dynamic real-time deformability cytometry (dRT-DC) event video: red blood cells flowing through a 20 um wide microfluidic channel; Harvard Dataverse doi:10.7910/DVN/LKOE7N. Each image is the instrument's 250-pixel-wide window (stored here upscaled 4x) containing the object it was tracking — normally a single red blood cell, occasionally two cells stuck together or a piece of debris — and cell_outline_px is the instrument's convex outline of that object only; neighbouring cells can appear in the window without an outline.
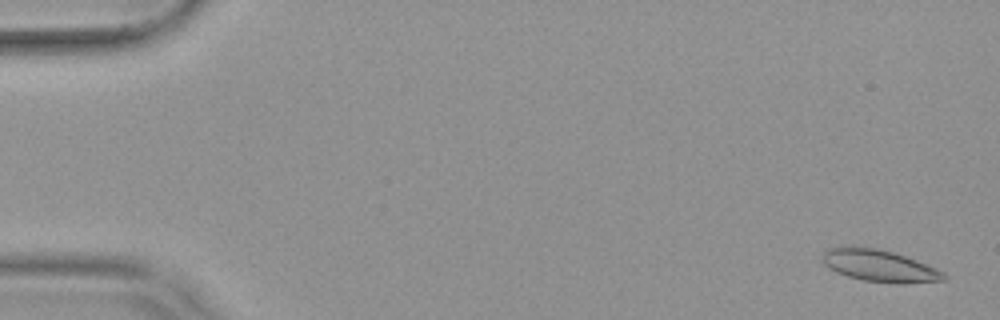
{"species": "common noctule bat (a hibernating species)", "species_latin": "Nyctalus noctula", "temperature_condition": "warm", "stored_images_in_passage": 54, "camera_frame_rate_fps": 3000, "um_per_image_px": 0.085, "animal": {"sex": "female", "body_mass_g": 19.9}, "frame": {"image": 1, "passage_image": 2, "time_ms": 0.333, "image_size_px": [1000, 320], "cell_outline_px": [[948, 280], [904, 284], [896, 284], [864, 280], [848, 276], [836, 272], [828, 268], [820, 260], [824, 252], [828, 248], [840, 244], [852, 244], [876, 248], [892, 252], [916, 260], [936, 268], [944, 272], [948, 276]], "centroid_in_image_um": [74.71, 22.56], "position_along_channel_um": 10.3, "area_um2": 23.29}}
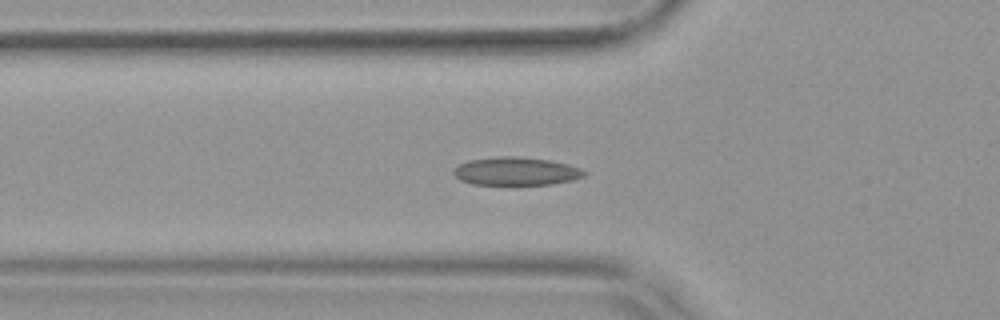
{"frame": {"image": 2, "passage_image": 19, "time_ms": 6.0, "image_size_px": [1000, 320], "cell_outline_px": [[588, 172], [584, 176], [572, 180], [552, 184], [472, 184], [460, 180], [452, 172], [460, 164], [468, 160], [496, 156], [520, 156], [552, 160], [568, 164], [580, 168]], "centroid_in_image_um": [43.89, 14.54], "position_along_channel_um": 81.9, "area_um2": 21.5}}
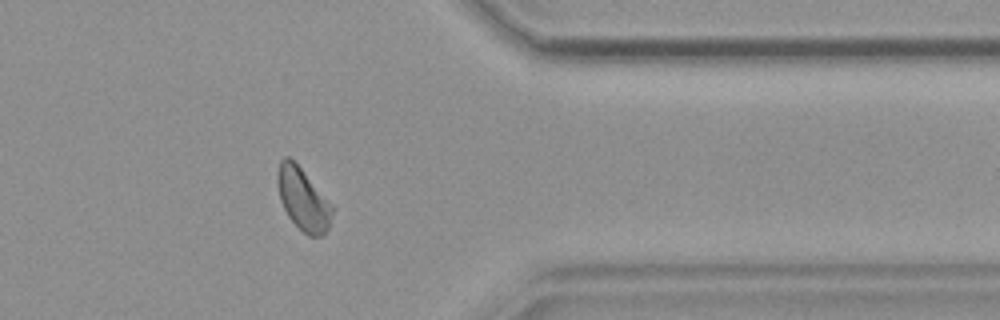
{"frame": {"image": 3, "passage_image": 44, "time_ms": 14.333, "image_size_px": [1000, 320], "cell_outline_px": [[332, 212], [328, 228], [320, 236], [308, 236], [288, 216], [280, 200], [276, 180], [276, 172], [280, 160], [284, 156], [288, 156], [300, 168], [332, 204]], "centroid_in_image_um": [25.72, 16.91], "position_along_channel_um": 385.7, "area_um2": 19.48}, "authors_computed_cell_mechanics": {"area_um2": 20.7502, "velocity_mm_per_s": 3.7845, "shape_relaxation_time_tau1_ms": 4.3411, "shape_relaxation_time_tau2_ms": 1.625, "deformation_change_tau1": 0.11, "deformation_change_tau2": 0.0607}}